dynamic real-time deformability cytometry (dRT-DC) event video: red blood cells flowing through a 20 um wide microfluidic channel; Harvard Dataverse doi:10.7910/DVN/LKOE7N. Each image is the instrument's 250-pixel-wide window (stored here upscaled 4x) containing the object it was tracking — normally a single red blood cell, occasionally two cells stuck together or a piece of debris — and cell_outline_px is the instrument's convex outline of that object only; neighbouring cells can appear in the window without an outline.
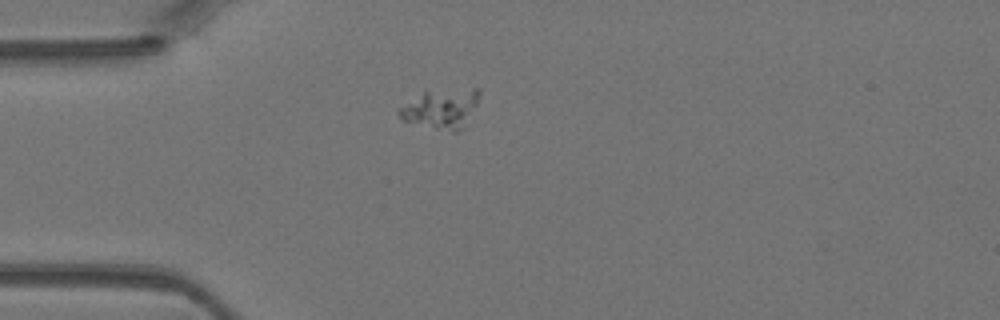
{"species": "Egyptian fruit bat (a non-hibernating species)", "species_latin": "Rousettus aegyptiacus", "temperature_condition": "warm", "stored_images_in_passage": 35, "camera_frame_rate_fps": 3000, "um_per_image_px": 0.085, "animal": {"sex": "female"}, "frame": {"image": 1, "passage_image": 1, "time_ms": 0.0, "image_size_px": [1000, 320], "cell_outline_px": [[480, 92], [476, 104], [464, 128], [456, 132], [452, 132], [404, 120], [396, 112], [396, 108], [424, 92], [472, 88], [480, 88]], "centroid_in_image_um": [37.5, 9.24], "position_along_channel_um": 47.5, "area_um2": 18.09}}
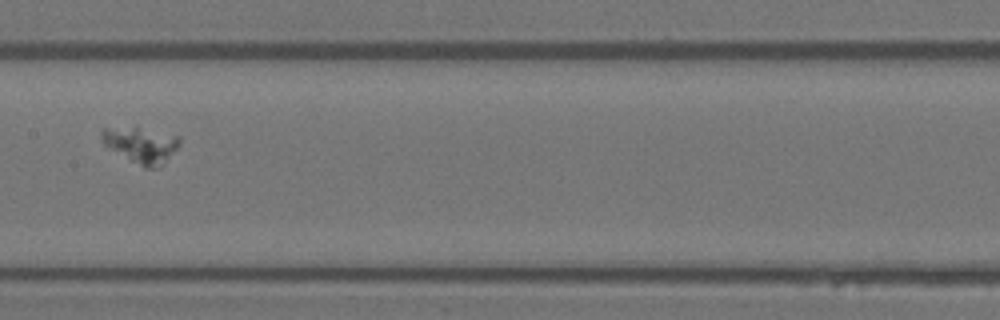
{"frame": {"image": 2, "passage_image": 12, "time_ms": 3.667, "image_size_px": [1000, 320], "cell_outline_px": [[180, 144], [160, 168], [144, 168], [104, 144], [100, 136], [100, 128], [136, 124], [180, 136]], "centroid_in_image_um": [11.99, 12.24], "position_along_channel_um": 195.4, "area_um2": 16.99}}
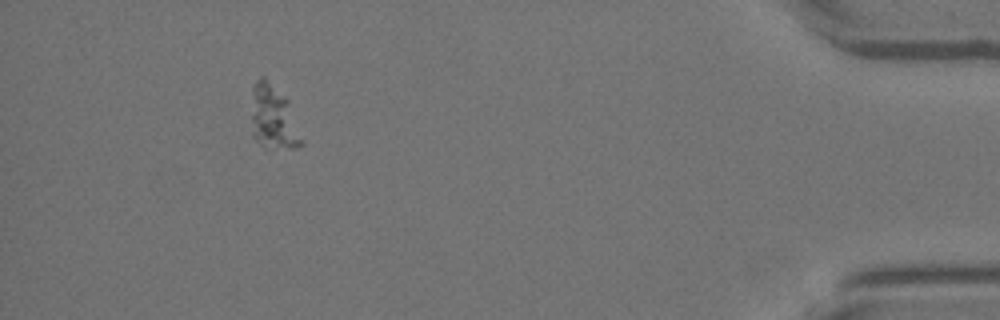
{"frame": {"image": 3, "passage_image": 31, "time_ms": 10.0, "image_size_px": [1000, 320], "cell_outline_px": [[304, 144], [292, 148], [264, 148], [252, 136], [252, 84], [260, 76], [264, 76], [288, 100], [304, 140]], "centroid_in_image_um": [23.23, 10.0], "position_along_channel_um": 412.0, "area_um2": 18.96}}